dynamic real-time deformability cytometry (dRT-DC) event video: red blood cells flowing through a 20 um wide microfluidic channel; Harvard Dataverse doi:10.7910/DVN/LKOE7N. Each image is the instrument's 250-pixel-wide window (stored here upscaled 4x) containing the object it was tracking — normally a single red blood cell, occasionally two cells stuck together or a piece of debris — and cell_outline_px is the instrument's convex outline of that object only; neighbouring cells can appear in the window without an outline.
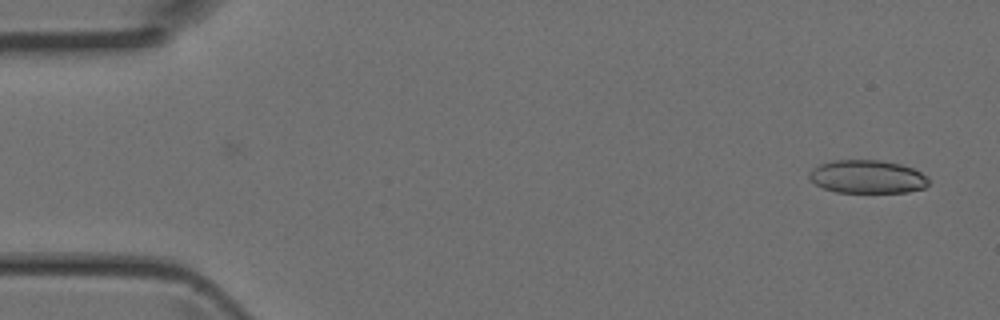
{"species": "Egyptian fruit bat (a non-hibernating species)", "species_latin": "Rousettus aegyptiacus", "temperature_condition": "room temperature", "stored_images_in_passage": 2, "camera_frame_rate_fps": 3000, "um_per_image_px": 0.085, "animal": {"sex": "female"}, "frame": {"image": 1, "passage_image": 2, "time_ms": 0.333, "image_size_px": [1000, 320], "cell_outline_px": [[928, 184], [924, 188], [908, 192], [836, 192], [824, 188], [816, 184], [808, 176], [808, 172], [812, 168], [820, 164], [832, 160], [880, 160], [900, 164], [912, 168], [928, 176]], "centroid_in_image_um": [73.72, 15.02], "position_along_channel_um": 11.3, "area_um2": 23.12}}